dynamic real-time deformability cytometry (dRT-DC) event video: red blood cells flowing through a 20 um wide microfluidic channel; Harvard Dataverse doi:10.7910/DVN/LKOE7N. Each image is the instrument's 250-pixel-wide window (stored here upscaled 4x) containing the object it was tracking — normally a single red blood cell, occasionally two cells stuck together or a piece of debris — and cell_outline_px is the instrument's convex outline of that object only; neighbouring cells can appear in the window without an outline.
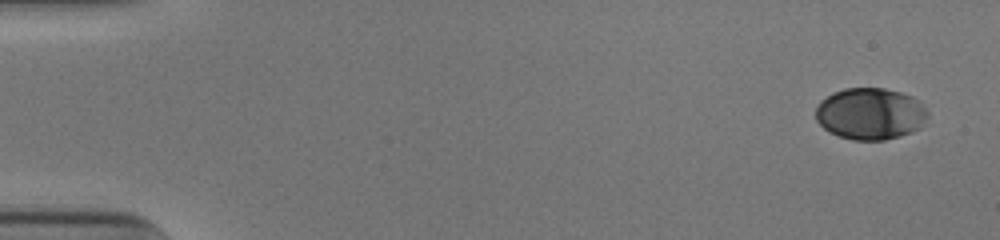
{"species": "human", "species_latin": "Homo sapiens", "temperature_condition": "cold", "stored_images_in_passage": 52, "camera_frame_rate_fps": 3000, "um_per_image_px": 0.085, "donor": {"sex": "male"}, "frame": {"image": 1, "passage_image": 1, "time_ms": 0.0, "image_size_px": [1000, 240], "cell_outline_px": [[928, 116], [920, 128], [912, 132], [900, 136], [884, 140], [852, 140], [828, 132], [816, 120], [816, 108], [820, 100], [832, 92], [844, 88], [884, 88], [900, 92], [912, 96], [920, 100], [928, 112]], "centroid_in_image_um": [73.98, 9.66], "position_along_channel_um": 11.0, "area_um2": 34.1}}
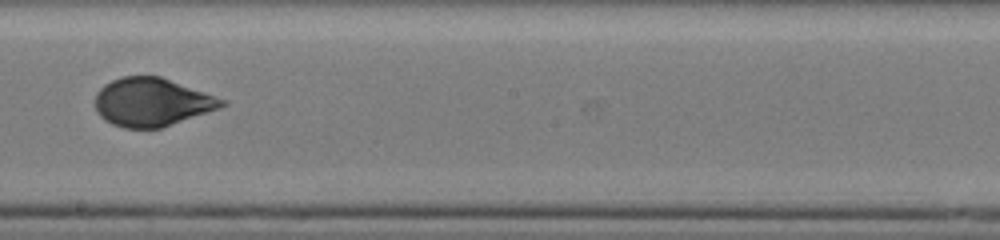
{"frame": {"image": 2, "passage_image": 30, "time_ms": 9.667, "image_size_px": [1000, 240], "cell_outline_px": [[228, 104], [220, 108], [160, 128], [124, 128], [112, 124], [104, 120], [96, 112], [96, 92], [104, 84], [120, 76], [160, 76], [228, 100]], "centroid_in_image_um": [12.91, 8.67], "position_along_channel_um": 235.3, "area_um2": 35.72}}
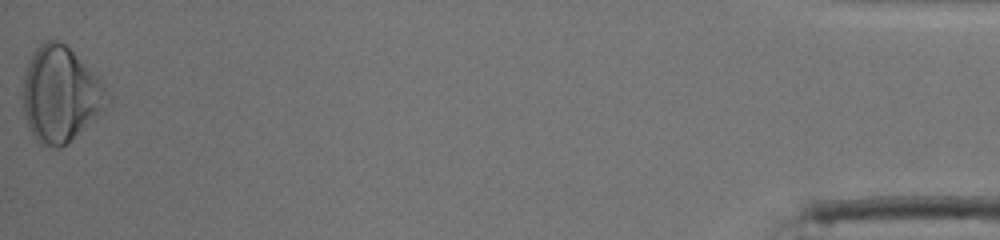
{"frame": {"image": 3, "passage_image": 52, "time_ms": 17.0, "image_size_px": [1000, 240], "cell_outline_px": [[112, 104], [60, 148], [56, 148], [40, 144], [32, 136], [28, 128], [24, 116], [24, 76], [28, 60], [36, 48], [44, 40], [60, 40], [100, 76], [112, 96]], "centroid_in_image_um": [5.19, 8.01], "position_along_channel_um": 430.0, "area_um2": 47.45}, "authors_computed_cell_mechanics": {"area_um2": 35.3447, "velocity_mm_per_s": 3.8864, "shape_relaxation_time_tau1_ms": 5.337, "shape_relaxation_time_tau2_ms": null, "deformation_change_tau1": 0.1601, "deformation_change_tau2": null}}